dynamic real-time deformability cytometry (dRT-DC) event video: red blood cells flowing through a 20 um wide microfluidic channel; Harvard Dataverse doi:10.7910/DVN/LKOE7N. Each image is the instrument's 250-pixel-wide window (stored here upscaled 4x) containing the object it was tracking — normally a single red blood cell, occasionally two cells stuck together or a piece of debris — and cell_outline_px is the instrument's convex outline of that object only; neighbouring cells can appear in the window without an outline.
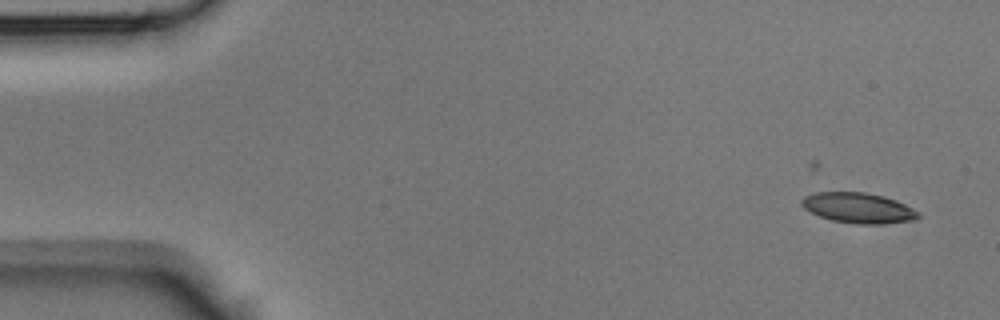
{"species": "Egyptian fruit bat (a non-hibernating species)", "species_latin": "Rousettus aegyptiacus", "temperature_condition": "room temperature", "stored_images_in_passage": 9, "camera_frame_rate_fps": 3000, "um_per_image_px": 0.085, "animal": {"sex": "male"}, "frame": {"image": 1, "passage_image": 1, "time_ms": 0.0, "image_size_px": [1000, 320], "cell_outline_px": [[920, 216], [912, 220], [884, 224], [856, 224], [832, 220], [820, 216], [804, 208], [800, 204], [800, 200], [804, 196], [816, 192], [864, 192], [884, 196], [896, 200], [920, 212]], "centroid_in_image_um": [72.95, 17.67], "position_along_channel_um": 12.0, "area_um2": 20.63}}